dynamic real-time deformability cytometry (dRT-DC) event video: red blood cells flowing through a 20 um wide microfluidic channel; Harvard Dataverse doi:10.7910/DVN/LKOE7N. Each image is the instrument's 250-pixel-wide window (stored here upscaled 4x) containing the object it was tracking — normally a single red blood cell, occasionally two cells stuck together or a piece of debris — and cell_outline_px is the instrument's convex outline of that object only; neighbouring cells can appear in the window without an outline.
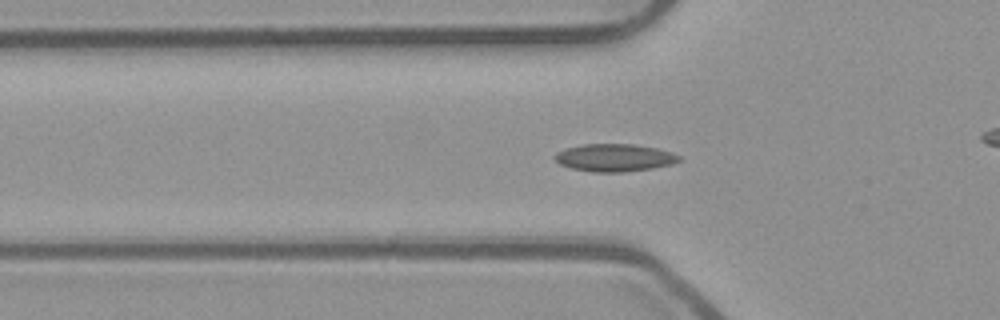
{"species": "common noctule bat (a hibernating species)", "species_latin": "Nyctalus noctula", "temperature_condition": "room temperature", "stored_images_in_passage": 54, "camera_frame_rate_fps": 3000, "um_per_image_px": 0.085, "animal": {"sex": "male", "body_mass_g": 23.1, "forearm_length_mm": 52.7}, "frame": {"image": 1, "passage_image": 18, "time_ms": 5.667, "image_size_px": [1000, 320], "cell_outline_px": [[680, 160], [672, 164], [652, 168], [624, 172], [592, 172], [572, 168], [560, 164], [552, 156], [556, 152], [564, 148], [584, 144], [632, 144], [656, 148], [672, 152], [680, 156]], "centroid_in_image_um": [52.2, 13.4], "position_along_channel_um": 73.6, "area_um2": 20.0}}
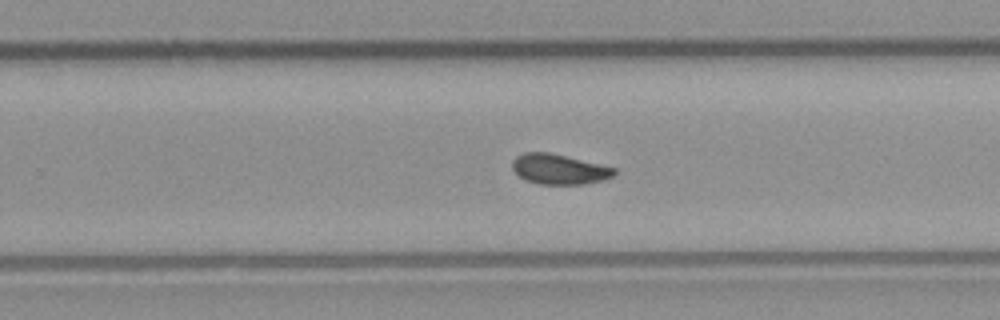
{"frame": {"image": 2, "passage_image": 34, "time_ms": 11.0, "image_size_px": [1000, 320], "cell_outline_px": [[616, 172], [612, 176], [604, 180], [584, 184], [540, 184], [524, 180], [512, 168], [512, 160], [516, 156], [524, 152], [548, 152], [616, 168]], "centroid_in_image_um": [47.5, 14.38], "position_along_channel_um": 282.3, "area_um2": 17.8}}
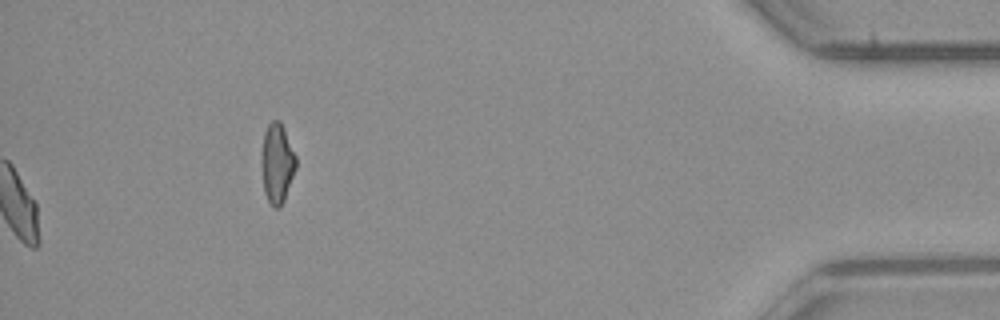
{"frame": {"image": 3, "passage_image": 54, "time_ms": 17.667, "image_size_px": [1000, 320], "cell_outline_px": [[296, 168], [284, 200], [280, 208], [276, 208], [268, 200], [264, 192], [260, 160], [260, 156], [264, 132], [268, 124], [272, 120], [280, 120], [284, 128], [296, 156]], "centroid_in_image_um": [23.53, 13.85], "position_along_channel_um": 411.7, "area_um2": 16.18}, "authors_computed_cell_mechanics": {"area_um2": 17.918, "velocity_mm_per_s": 3.8893, "shape_relaxation_time_tau1_ms": 9.5358, "shape_relaxation_time_tau2_ms": 2.3079, "deformation_change_tau1": 0.1537, "deformation_change_tau2": 0.0624}}